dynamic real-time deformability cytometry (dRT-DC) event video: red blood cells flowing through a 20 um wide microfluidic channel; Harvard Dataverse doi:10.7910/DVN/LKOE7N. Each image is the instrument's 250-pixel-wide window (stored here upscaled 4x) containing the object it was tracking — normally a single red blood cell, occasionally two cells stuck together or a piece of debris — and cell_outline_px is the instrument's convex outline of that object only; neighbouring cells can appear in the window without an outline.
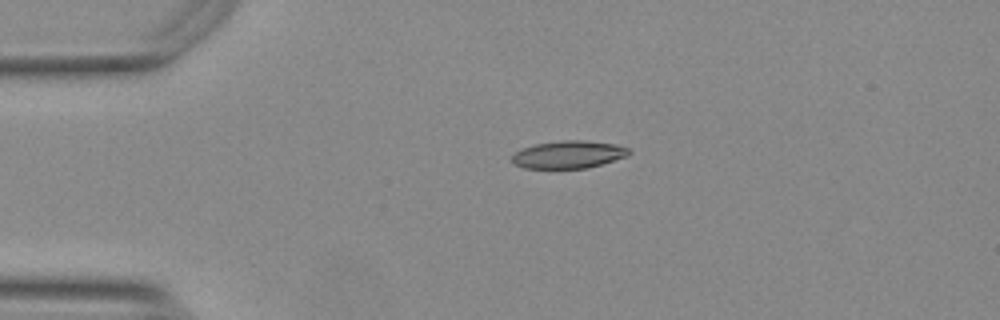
{"species": "Egyptian fruit bat (a non-hibernating species)", "species_latin": "Rousettus aegyptiacus", "temperature_condition": "warm", "stored_images_in_passage": 35, "camera_frame_rate_fps": 3000, "um_per_image_px": 0.085, "animal": {"sex": "female"}, "frame": {"image": 1, "passage_image": 1, "time_ms": 0.0, "image_size_px": [1000, 320], "cell_outline_px": [[632, 152], [628, 156], [588, 168], [524, 168], [512, 164], [508, 160], [520, 148], [536, 144], [560, 140], [584, 140], [616, 144], [628, 148]], "centroid_in_image_um": [48.29, 13.13], "position_along_channel_um": 36.7, "area_um2": 19.07}}
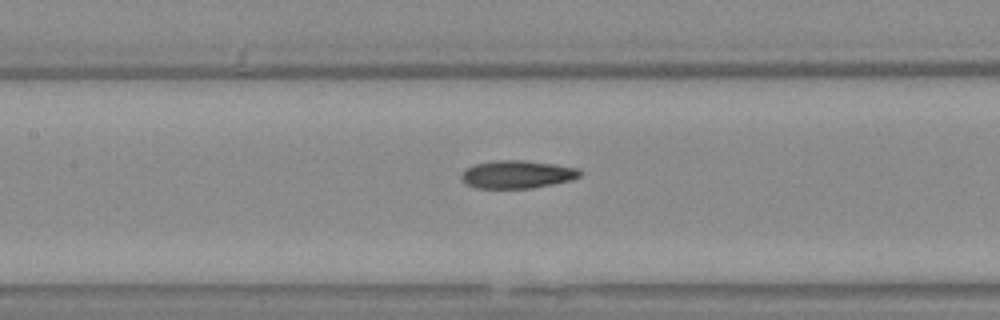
{"frame": {"image": 2, "passage_image": 14, "time_ms": 4.333, "image_size_px": [1000, 320], "cell_outline_px": [[580, 176], [572, 180], [532, 188], [476, 188], [464, 184], [460, 176], [464, 168], [476, 164], [492, 160], [524, 160], [556, 164], [576, 168], [580, 172]], "centroid_in_image_um": [43.9, 14.82], "position_along_channel_um": 163.5, "area_um2": 19.42}}
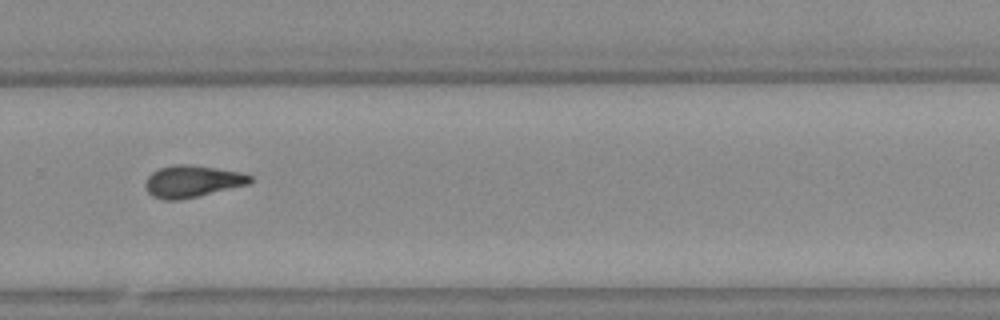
{"frame": {"image": 3, "passage_image": 26, "time_ms": 8.333, "image_size_px": [1000, 320], "cell_outline_px": [[252, 180], [248, 184], [180, 200], [164, 200], [152, 196], [148, 192], [144, 184], [148, 176], [152, 172], [160, 168], [172, 164], [192, 164], [240, 172], [252, 176]], "centroid_in_image_um": [16.3, 15.4], "position_along_channel_um": 313.5, "area_um2": 19.42}, "authors_computed_cell_mechanics": {"area_um2": 19.2474, "velocity_mm_per_s": 3.7594, "shape_relaxation_time_tau1_ms": 10.8375, "shape_relaxation_time_tau2_ms": 3.6314, "deformation_change_tau1": 0.2626, "deformation_change_tau2": 0.109}}